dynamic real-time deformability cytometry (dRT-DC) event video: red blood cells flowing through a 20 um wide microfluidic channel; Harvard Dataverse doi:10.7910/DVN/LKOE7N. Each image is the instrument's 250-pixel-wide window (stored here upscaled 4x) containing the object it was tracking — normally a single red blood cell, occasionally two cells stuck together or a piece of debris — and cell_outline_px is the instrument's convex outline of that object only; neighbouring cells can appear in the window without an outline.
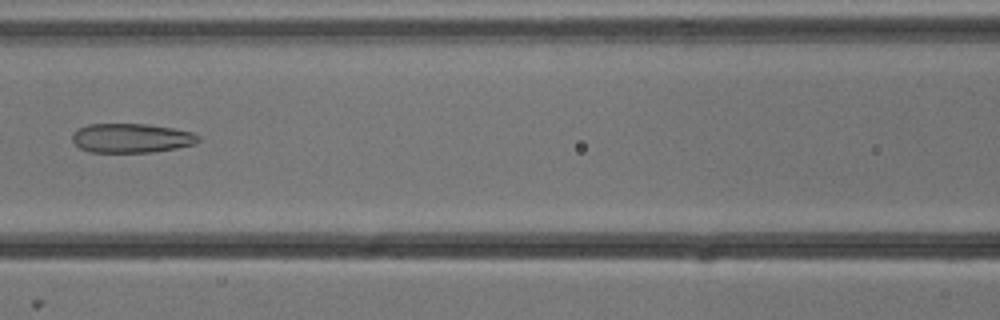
{"species": "common noctule bat (a hibernating species)", "species_latin": "Nyctalus noctula", "temperature_condition": "cold", "stored_images_in_passage": 5, "camera_frame_rate_fps": 3000, "um_per_image_px": 0.085, "animal": {"sex": "male", "body_mass_g": 13.3}, "frame": {"image": 1, "passage_image": 4, "time_ms": 1.0, "image_size_px": [1000, 320], "cell_outline_px": [[200, 140], [196, 144], [176, 148], [152, 152], [88, 152], [80, 148], [72, 140], [72, 132], [88, 124], [148, 124], [172, 128], [192, 132], [200, 136]], "centroid_in_image_um": [11.18, 11.74], "position_along_channel_um": 155.4, "area_um2": 21.56}}
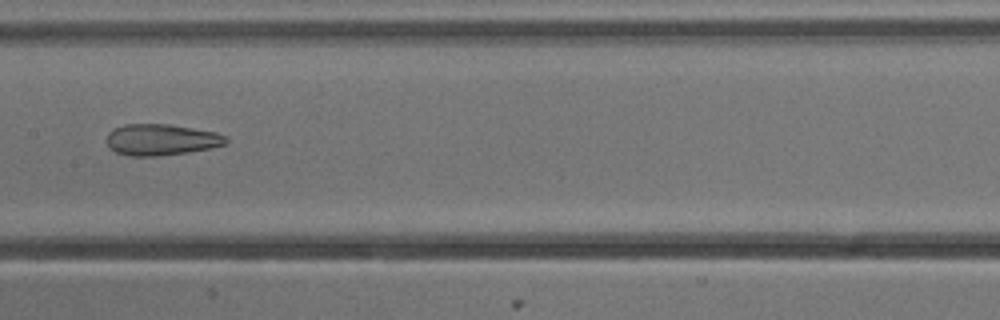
{"frame": {"image": 2, "passage_image": 5, "time_ms": 1.333, "image_size_px": [1000, 320], "cell_outline_px": [[228, 144], [212, 148], [156, 156], [128, 156], [116, 152], [108, 148], [108, 132], [112, 128], [124, 124], [168, 124], [216, 132], [228, 136]], "centroid_in_image_um": [13.71, 11.87], "position_along_channel_um": 193.7, "area_um2": 21.85}}